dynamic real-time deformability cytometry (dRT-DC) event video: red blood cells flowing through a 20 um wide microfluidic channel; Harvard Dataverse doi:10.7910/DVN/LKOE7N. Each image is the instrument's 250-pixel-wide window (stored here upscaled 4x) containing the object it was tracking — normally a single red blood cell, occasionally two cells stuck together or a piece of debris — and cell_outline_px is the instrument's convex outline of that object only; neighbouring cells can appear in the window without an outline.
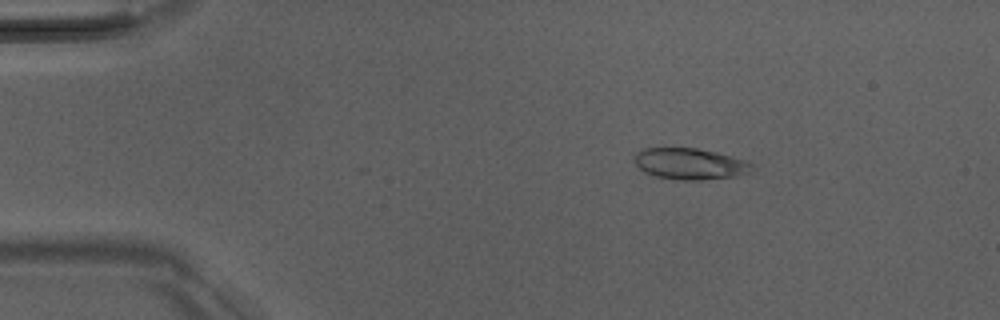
{"species": "Egyptian fruit bat (a non-hibernating species)", "species_latin": "Rousettus aegyptiacus", "temperature_condition": "room temperature", "stored_images_in_passage": 46, "camera_frame_rate_fps": 3000, "um_per_image_px": 0.085, "animal": {"sex": "male"}, "frame": {"image": 1, "passage_image": 8, "time_ms": 2.333, "image_size_px": [1000, 320], "cell_outline_px": [[752, 172], [736, 176], [700, 180], [672, 180], [656, 176], [644, 172], [636, 164], [636, 152], [644, 148], [696, 148], [716, 152], [752, 164]], "centroid_in_image_um": [58.61, 13.94], "position_along_channel_um": 26.4, "area_um2": 21.15}}
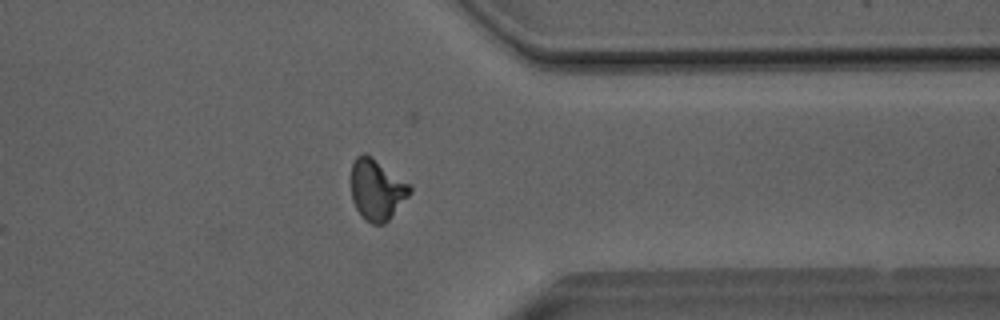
{"frame": {"image": 2, "passage_image": 40, "time_ms": 13.0, "image_size_px": [1000, 320], "cell_outline_px": [[412, 192], [388, 220], [384, 224], [372, 224], [364, 220], [356, 208], [352, 200], [352, 164], [356, 156], [364, 152], [372, 156], [412, 184]], "centroid_in_image_um": [32.05, 16.1], "position_along_channel_um": 379.3, "area_um2": 21.1}}
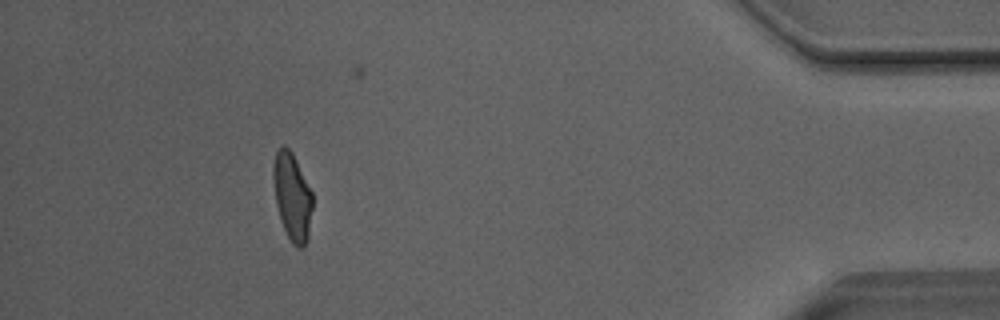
{"frame": {"image": 3, "passage_image": 46, "time_ms": 15.0, "image_size_px": [1000, 320], "cell_outline_px": [[312, 208], [308, 236], [304, 248], [296, 248], [292, 244], [280, 220], [276, 204], [272, 176], [272, 164], [276, 152], [280, 148], [288, 148], [292, 152], [312, 192]], "centroid_in_image_um": [24.82, 16.74], "position_along_channel_um": 410.4, "area_um2": 19.94}, "authors_computed_cell_mechanics": {"area_um2": 20.9525, "velocity_mm_per_s": 4.0497, "shape_relaxation_time_tau1_ms": 7.1459, "shape_relaxation_time_tau2_ms": 1.407, "deformation_change_tau1": 0.2215, "deformation_change_tau2": 0.0787}}